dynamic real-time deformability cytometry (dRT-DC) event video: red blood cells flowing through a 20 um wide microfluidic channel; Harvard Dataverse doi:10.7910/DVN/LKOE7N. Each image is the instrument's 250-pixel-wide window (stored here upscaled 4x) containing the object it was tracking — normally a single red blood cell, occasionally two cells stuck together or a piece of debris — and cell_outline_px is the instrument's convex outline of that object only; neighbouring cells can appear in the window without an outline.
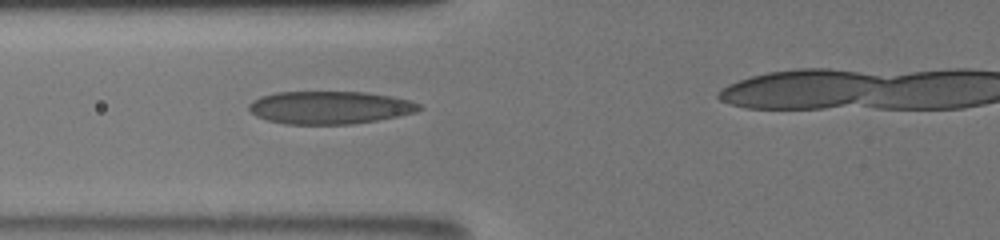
{"species": "human", "species_latin": "Homo sapiens", "temperature_condition": "room temperature", "stored_images_in_passage": 6, "camera_frame_rate_fps": 3000, "um_per_image_px": 0.085, "donor": {"sex": "male"}, "frame": {"image": 1, "passage_image": 5, "time_ms": 5.0, "image_size_px": [1000, 240], "cell_outline_px": [[424, 108], [416, 112], [400, 116], [352, 124], [284, 124], [268, 120], [256, 116], [248, 108], [248, 104], [252, 100], [260, 96], [276, 92], [364, 92], [388, 96], [408, 100], [420, 104]], "centroid_in_image_um": [28.01, 9.14], "position_along_channel_um": 97.8, "area_um2": 32.54}}